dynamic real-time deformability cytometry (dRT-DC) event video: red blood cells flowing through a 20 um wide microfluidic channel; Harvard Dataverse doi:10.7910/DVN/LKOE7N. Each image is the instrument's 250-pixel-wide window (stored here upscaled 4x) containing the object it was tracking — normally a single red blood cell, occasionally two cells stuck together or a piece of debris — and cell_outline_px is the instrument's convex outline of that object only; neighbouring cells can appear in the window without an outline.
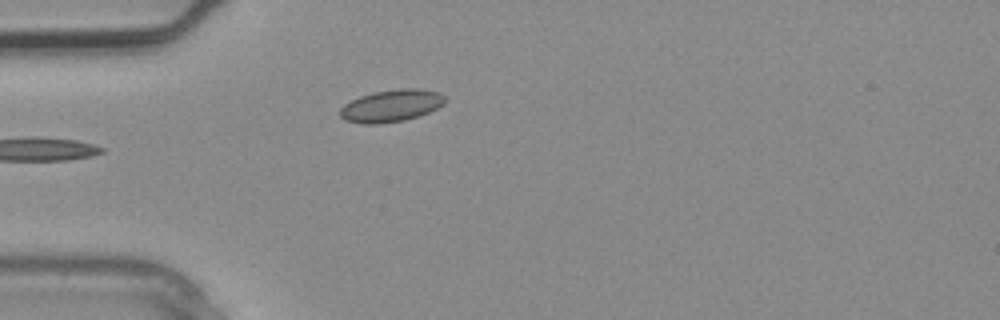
{"species": "common noctule bat (a hibernating species)", "species_latin": "Nyctalus noctula", "temperature_condition": "warm", "stored_images_in_passage": 2, "camera_frame_rate_fps": 3000, "um_per_image_px": 0.085, "animal": {"sex": "male", "body_mass_g": 20.4}, "frame": {"image": 1, "passage_image": 2, "time_ms": 0.333, "image_size_px": [1000, 320], "cell_outline_px": [[448, 100], [444, 104], [420, 116], [404, 120], [380, 124], [360, 124], [344, 120], [340, 116], [340, 108], [344, 104], [360, 96], [376, 92], [404, 88], [416, 88], [440, 92]], "centroid_in_image_um": [33.27, 9.0], "position_along_channel_um": 51.7, "area_um2": 19.77}}